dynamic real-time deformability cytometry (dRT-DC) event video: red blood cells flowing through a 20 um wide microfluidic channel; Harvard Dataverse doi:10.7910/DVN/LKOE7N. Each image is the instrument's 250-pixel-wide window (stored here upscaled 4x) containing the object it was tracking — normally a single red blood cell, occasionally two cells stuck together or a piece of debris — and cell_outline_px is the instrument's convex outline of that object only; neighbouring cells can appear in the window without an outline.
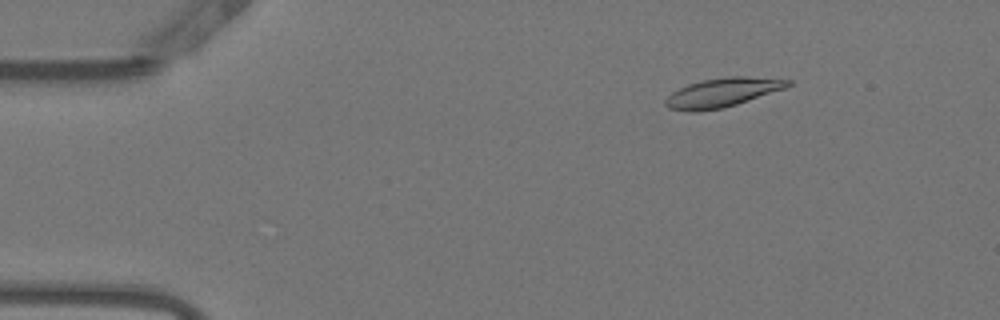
{"species": "Egyptian fruit bat (a non-hibernating species)", "species_latin": "Rousettus aegyptiacus", "temperature_condition": "warm", "stored_images_in_passage": 47, "camera_frame_rate_fps": 3000, "um_per_image_px": 0.085, "animal": {"sex": "female"}, "frame": {"image": 1, "passage_image": 8, "time_ms": 2.333, "image_size_px": [1000, 320], "cell_outline_px": [[792, 84], [784, 88], [724, 108], [696, 112], [688, 112], [668, 108], [664, 104], [664, 100], [672, 92], [688, 84], [704, 80], [732, 76], [744, 76], [792, 80]], "centroid_in_image_um": [61.35, 7.88], "position_along_channel_um": 23.6, "area_um2": 20.52}}
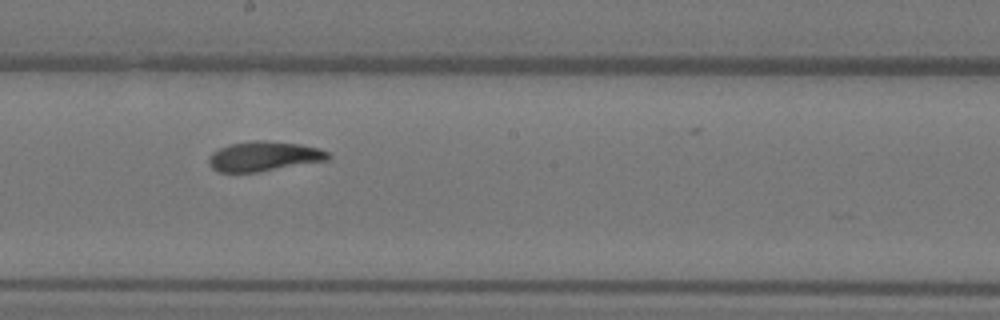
{"frame": {"image": 2, "passage_image": 30, "time_ms": 9.667, "image_size_px": [1000, 320], "cell_outline_px": [[332, 156], [328, 160], [260, 172], [216, 172], [208, 164], [208, 156], [212, 152], [220, 148], [232, 144], [252, 140], [264, 140], [300, 144], [320, 148], [328, 152]], "centroid_in_image_um": [22.43, 13.29], "position_along_channel_um": 225.8, "area_um2": 20.92}}
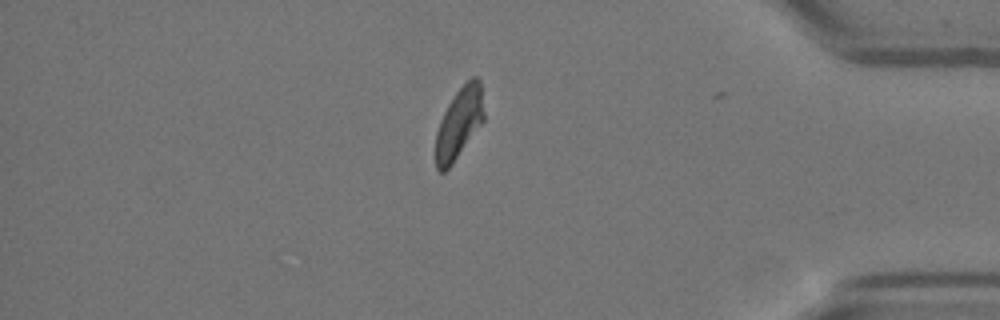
{"frame": {"image": 3, "passage_image": 46, "time_ms": 15.0, "image_size_px": [1000, 320], "cell_outline_px": [[484, 120], [452, 164], [444, 172], [440, 172], [436, 168], [436, 132], [440, 120], [448, 104], [456, 92], [472, 76], [476, 76], [480, 80], [484, 112]], "centroid_in_image_um": [39.02, 10.46], "position_along_channel_um": 396.2, "area_um2": 19.71}, "authors_computed_cell_mechanics": {"area_um2": 20.6346, "velocity_mm_per_s": 3.7922, "shape_relaxation_time_tau1_ms": 3.887, "shape_relaxation_time_tau2_ms": 2.3336, "deformation_change_tau1": 0.1722, "deformation_change_tau2": 0.0567}}